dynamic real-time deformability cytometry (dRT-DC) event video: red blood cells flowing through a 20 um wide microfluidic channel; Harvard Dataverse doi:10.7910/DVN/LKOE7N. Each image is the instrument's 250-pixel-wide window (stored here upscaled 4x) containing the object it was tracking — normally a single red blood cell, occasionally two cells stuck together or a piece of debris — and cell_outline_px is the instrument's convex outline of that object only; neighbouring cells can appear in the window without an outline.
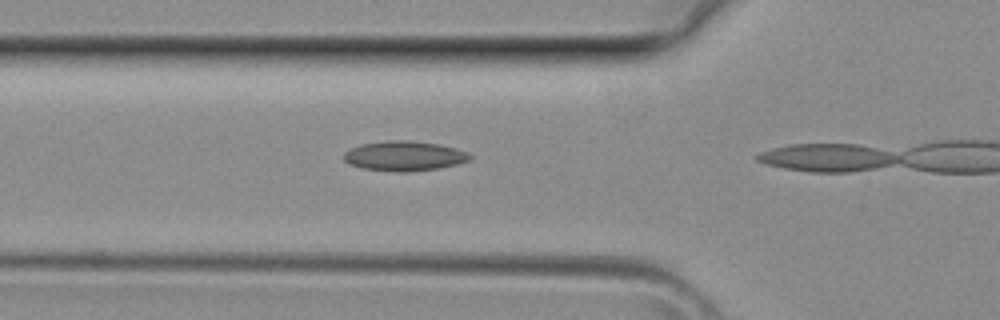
{"species": "common noctule bat (a hibernating species)", "species_latin": "Nyctalus noctula", "temperature_condition": "room temperature", "stored_images_in_passage": 9, "camera_frame_rate_fps": 3000, "um_per_image_px": 0.085, "animal": {"sex": "female", "body_mass_g": 29.2, "forearm_length_mm": 56.3}, "frame": {"image": 1, "passage_image": 8, "time_ms": 2.333, "image_size_px": [1000, 320], "cell_outline_px": [[472, 156], [468, 160], [456, 164], [440, 168], [408, 172], [396, 172], [360, 168], [348, 164], [344, 160], [344, 152], [352, 148], [364, 144], [392, 140], [408, 140], [440, 144], [456, 148]], "centroid_in_image_um": [34.34, 13.27], "position_along_channel_um": 91.5, "area_um2": 21.79}}